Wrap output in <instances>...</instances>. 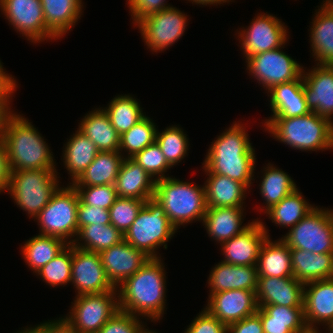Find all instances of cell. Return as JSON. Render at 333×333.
Segmentation results:
<instances>
[{"mask_svg": "<svg viewBox=\"0 0 333 333\" xmlns=\"http://www.w3.org/2000/svg\"><path fill=\"white\" fill-rule=\"evenodd\" d=\"M287 27L281 19L268 12L257 13L249 26L235 32L245 60L252 55L282 47L289 39Z\"/></svg>", "mask_w": 333, "mask_h": 333, "instance_id": "obj_13", "label": "cell"}, {"mask_svg": "<svg viewBox=\"0 0 333 333\" xmlns=\"http://www.w3.org/2000/svg\"><path fill=\"white\" fill-rule=\"evenodd\" d=\"M304 318L310 331L333 328V278L304 284Z\"/></svg>", "mask_w": 333, "mask_h": 333, "instance_id": "obj_19", "label": "cell"}, {"mask_svg": "<svg viewBox=\"0 0 333 333\" xmlns=\"http://www.w3.org/2000/svg\"><path fill=\"white\" fill-rule=\"evenodd\" d=\"M267 237L257 261L258 277H293L290 247L281 239Z\"/></svg>", "mask_w": 333, "mask_h": 333, "instance_id": "obj_31", "label": "cell"}, {"mask_svg": "<svg viewBox=\"0 0 333 333\" xmlns=\"http://www.w3.org/2000/svg\"><path fill=\"white\" fill-rule=\"evenodd\" d=\"M5 71L4 67H3V63L0 60V81H16V78H14L15 76H12L10 73L8 74V72Z\"/></svg>", "mask_w": 333, "mask_h": 333, "instance_id": "obj_57", "label": "cell"}, {"mask_svg": "<svg viewBox=\"0 0 333 333\" xmlns=\"http://www.w3.org/2000/svg\"><path fill=\"white\" fill-rule=\"evenodd\" d=\"M205 309L228 326L257 313L258 304L255 291L227 290L208 296Z\"/></svg>", "mask_w": 333, "mask_h": 333, "instance_id": "obj_18", "label": "cell"}, {"mask_svg": "<svg viewBox=\"0 0 333 333\" xmlns=\"http://www.w3.org/2000/svg\"><path fill=\"white\" fill-rule=\"evenodd\" d=\"M124 157L119 151L98 152L73 186L114 185Z\"/></svg>", "mask_w": 333, "mask_h": 333, "instance_id": "obj_34", "label": "cell"}, {"mask_svg": "<svg viewBox=\"0 0 333 333\" xmlns=\"http://www.w3.org/2000/svg\"><path fill=\"white\" fill-rule=\"evenodd\" d=\"M1 14L27 41L37 44L58 38L46 27L41 0H0Z\"/></svg>", "mask_w": 333, "mask_h": 333, "instance_id": "obj_14", "label": "cell"}, {"mask_svg": "<svg viewBox=\"0 0 333 333\" xmlns=\"http://www.w3.org/2000/svg\"><path fill=\"white\" fill-rule=\"evenodd\" d=\"M264 333H309L304 318V307L264 305L256 313Z\"/></svg>", "mask_w": 333, "mask_h": 333, "instance_id": "obj_27", "label": "cell"}, {"mask_svg": "<svg viewBox=\"0 0 333 333\" xmlns=\"http://www.w3.org/2000/svg\"><path fill=\"white\" fill-rule=\"evenodd\" d=\"M138 100L134 95L119 94L103 108L119 135L127 132L146 115Z\"/></svg>", "mask_w": 333, "mask_h": 333, "instance_id": "obj_38", "label": "cell"}, {"mask_svg": "<svg viewBox=\"0 0 333 333\" xmlns=\"http://www.w3.org/2000/svg\"><path fill=\"white\" fill-rule=\"evenodd\" d=\"M28 118L17 112L9 119L2 139L11 171L56 169L53 152Z\"/></svg>", "mask_w": 333, "mask_h": 333, "instance_id": "obj_3", "label": "cell"}, {"mask_svg": "<svg viewBox=\"0 0 333 333\" xmlns=\"http://www.w3.org/2000/svg\"><path fill=\"white\" fill-rule=\"evenodd\" d=\"M315 11L308 30L310 53L317 65L333 66V8L323 0Z\"/></svg>", "mask_w": 333, "mask_h": 333, "instance_id": "obj_23", "label": "cell"}, {"mask_svg": "<svg viewBox=\"0 0 333 333\" xmlns=\"http://www.w3.org/2000/svg\"><path fill=\"white\" fill-rule=\"evenodd\" d=\"M261 123L273 139L295 150L333 149V122L315 112L290 118H266Z\"/></svg>", "mask_w": 333, "mask_h": 333, "instance_id": "obj_4", "label": "cell"}, {"mask_svg": "<svg viewBox=\"0 0 333 333\" xmlns=\"http://www.w3.org/2000/svg\"><path fill=\"white\" fill-rule=\"evenodd\" d=\"M126 2L134 26L146 16L171 7L166 0H127Z\"/></svg>", "mask_w": 333, "mask_h": 333, "instance_id": "obj_48", "label": "cell"}, {"mask_svg": "<svg viewBox=\"0 0 333 333\" xmlns=\"http://www.w3.org/2000/svg\"><path fill=\"white\" fill-rule=\"evenodd\" d=\"M186 1H189V3L192 2V4L194 3V5L196 4L197 6L198 5H203V6H211V5H214V6H218V5H223V3L226 4L227 3H230V2H234L233 0H186Z\"/></svg>", "mask_w": 333, "mask_h": 333, "instance_id": "obj_54", "label": "cell"}, {"mask_svg": "<svg viewBox=\"0 0 333 333\" xmlns=\"http://www.w3.org/2000/svg\"><path fill=\"white\" fill-rule=\"evenodd\" d=\"M70 311L63 317L78 333L100 332L104 324L119 311L118 291L75 296Z\"/></svg>", "mask_w": 333, "mask_h": 333, "instance_id": "obj_10", "label": "cell"}, {"mask_svg": "<svg viewBox=\"0 0 333 333\" xmlns=\"http://www.w3.org/2000/svg\"><path fill=\"white\" fill-rule=\"evenodd\" d=\"M187 136L184 129L179 125H169L161 132L157 130L155 142L172 167L188 156L190 142Z\"/></svg>", "mask_w": 333, "mask_h": 333, "instance_id": "obj_41", "label": "cell"}, {"mask_svg": "<svg viewBox=\"0 0 333 333\" xmlns=\"http://www.w3.org/2000/svg\"><path fill=\"white\" fill-rule=\"evenodd\" d=\"M10 166L3 139L0 138V194L8 191L10 182Z\"/></svg>", "mask_w": 333, "mask_h": 333, "instance_id": "obj_52", "label": "cell"}, {"mask_svg": "<svg viewBox=\"0 0 333 333\" xmlns=\"http://www.w3.org/2000/svg\"><path fill=\"white\" fill-rule=\"evenodd\" d=\"M188 15L176 7L150 14L135 26L141 33L142 40L153 53L169 49L184 35L188 24Z\"/></svg>", "mask_w": 333, "mask_h": 333, "instance_id": "obj_12", "label": "cell"}, {"mask_svg": "<svg viewBox=\"0 0 333 333\" xmlns=\"http://www.w3.org/2000/svg\"><path fill=\"white\" fill-rule=\"evenodd\" d=\"M83 204L109 210L116 198L114 185L74 186Z\"/></svg>", "mask_w": 333, "mask_h": 333, "instance_id": "obj_45", "label": "cell"}, {"mask_svg": "<svg viewBox=\"0 0 333 333\" xmlns=\"http://www.w3.org/2000/svg\"><path fill=\"white\" fill-rule=\"evenodd\" d=\"M287 43L280 48L252 55L245 60L247 73L257 80L260 86L262 85L266 93L272 87L294 81L302 75L304 66L283 51Z\"/></svg>", "mask_w": 333, "mask_h": 333, "instance_id": "obj_11", "label": "cell"}, {"mask_svg": "<svg viewBox=\"0 0 333 333\" xmlns=\"http://www.w3.org/2000/svg\"><path fill=\"white\" fill-rule=\"evenodd\" d=\"M83 0H41L46 27L61 39L81 19Z\"/></svg>", "mask_w": 333, "mask_h": 333, "instance_id": "obj_29", "label": "cell"}, {"mask_svg": "<svg viewBox=\"0 0 333 333\" xmlns=\"http://www.w3.org/2000/svg\"><path fill=\"white\" fill-rule=\"evenodd\" d=\"M18 82L17 81H0V95L4 91H17Z\"/></svg>", "mask_w": 333, "mask_h": 333, "instance_id": "obj_55", "label": "cell"}, {"mask_svg": "<svg viewBox=\"0 0 333 333\" xmlns=\"http://www.w3.org/2000/svg\"><path fill=\"white\" fill-rule=\"evenodd\" d=\"M69 138L63 146L61 160L70 175L69 184H72L94 161L99 151L95 144L78 129Z\"/></svg>", "mask_w": 333, "mask_h": 333, "instance_id": "obj_33", "label": "cell"}, {"mask_svg": "<svg viewBox=\"0 0 333 333\" xmlns=\"http://www.w3.org/2000/svg\"><path fill=\"white\" fill-rule=\"evenodd\" d=\"M63 239L54 236L35 235L21 245V255L33 273L54 259L66 246Z\"/></svg>", "mask_w": 333, "mask_h": 333, "instance_id": "obj_37", "label": "cell"}, {"mask_svg": "<svg viewBox=\"0 0 333 333\" xmlns=\"http://www.w3.org/2000/svg\"><path fill=\"white\" fill-rule=\"evenodd\" d=\"M16 91H4L0 95V138L7 127L9 119L16 113L11 108L12 99Z\"/></svg>", "mask_w": 333, "mask_h": 333, "instance_id": "obj_51", "label": "cell"}, {"mask_svg": "<svg viewBox=\"0 0 333 333\" xmlns=\"http://www.w3.org/2000/svg\"><path fill=\"white\" fill-rule=\"evenodd\" d=\"M137 162L155 181L169 177L165 175L172 168L167 162L159 145L154 142L131 157ZM168 170V171H167Z\"/></svg>", "mask_w": 333, "mask_h": 333, "instance_id": "obj_44", "label": "cell"}, {"mask_svg": "<svg viewBox=\"0 0 333 333\" xmlns=\"http://www.w3.org/2000/svg\"><path fill=\"white\" fill-rule=\"evenodd\" d=\"M264 224L260 217L254 219L241 233L221 243V254L224 256L221 261L232 265H257L261 246L270 237Z\"/></svg>", "mask_w": 333, "mask_h": 333, "instance_id": "obj_16", "label": "cell"}, {"mask_svg": "<svg viewBox=\"0 0 333 333\" xmlns=\"http://www.w3.org/2000/svg\"><path fill=\"white\" fill-rule=\"evenodd\" d=\"M281 239L290 248L333 253V209L316 206Z\"/></svg>", "mask_w": 333, "mask_h": 333, "instance_id": "obj_9", "label": "cell"}, {"mask_svg": "<svg viewBox=\"0 0 333 333\" xmlns=\"http://www.w3.org/2000/svg\"><path fill=\"white\" fill-rule=\"evenodd\" d=\"M241 121H234L207 150L202 168L205 173L227 176L243 183L250 191L255 181L256 153L248 130Z\"/></svg>", "mask_w": 333, "mask_h": 333, "instance_id": "obj_1", "label": "cell"}, {"mask_svg": "<svg viewBox=\"0 0 333 333\" xmlns=\"http://www.w3.org/2000/svg\"><path fill=\"white\" fill-rule=\"evenodd\" d=\"M99 255L106 276L115 288L135 274L150 258L125 240L101 251Z\"/></svg>", "mask_w": 333, "mask_h": 333, "instance_id": "obj_20", "label": "cell"}, {"mask_svg": "<svg viewBox=\"0 0 333 333\" xmlns=\"http://www.w3.org/2000/svg\"><path fill=\"white\" fill-rule=\"evenodd\" d=\"M57 173L49 169L11 171L7 192L29 219L40 213L60 187Z\"/></svg>", "mask_w": 333, "mask_h": 333, "instance_id": "obj_7", "label": "cell"}, {"mask_svg": "<svg viewBox=\"0 0 333 333\" xmlns=\"http://www.w3.org/2000/svg\"><path fill=\"white\" fill-rule=\"evenodd\" d=\"M258 272L257 265L241 266L232 265L220 261L212 267L208 276V296L227 290H251L257 289Z\"/></svg>", "mask_w": 333, "mask_h": 333, "instance_id": "obj_22", "label": "cell"}, {"mask_svg": "<svg viewBox=\"0 0 333 333\" xmlns=\"http://www.w3.org/2000/svg\"><path fill=\"white\" fill-rule=\"evenodd\" d=\"M183 333H227V326L203 307Z\"/></svg>", "mask_w": 333, "mask_h": 333, "instance_id": "obj_47", "label": "cell"}, {"mask_svg": "<svg viewBox=\"0 0 333 333\" xmlns=\"http://www.w3.org/2000/svg\"><path fill=\"white\" fill-rule=\"evenodd\" d=\"M177 232L163 207L152 198L145 201L137 218L124 234V240L150 258H161L159 248L163 246L167 249L168 242Z\"/></svg>", "mask_w": 333, "mask_h": 333, "instance_id": "obj_6", "label": "cell"}, {"mask_svg": "<svg viewBox=\"0 0 333 333\" xmlns=\"http://www.w3.org/2000/svg\"><path fill=\"white\" fill-rule=\"evenodd\" d=\"M71 285L76 296L113 291L115 287L108 280L99 253L86 251L72 245Z\"/></svg>", "mask_w": 333, "mask_h": 333, "instance_id": "obj_15", "label": "cell"}, {"mask_svg": "<svg viewBox=\"0 0 333 333\" xmlns=\"http://www.w3.org/2000/svg\"><path fill=\"white\" fill-rule=\"evenodd\" d=\"M303 68V92L310 112L333 119V66L317 65Z\"/></svg>", "mask_w": 333, "mask_h": 333, "instance_id": "obj_17", "label": "cell"}, {"mask_svg": "<svg viewBox=\"0 0 333 333\" xmlns=\"http://www.w3.org/2000/svg\"><path fill=\"white\" fill-rule=\"evenodd\" d=\"M157 130L158 126L153 119L145 115L131 129L120 135L119 152L124 158L133 157L156 141Z\"/></svg>", "mask_w": 333, "mask_h": 333, "instance_id": "obj_40", "label": "cell"}, {"mask_svg": "<svg viewBox=\"0 0 333 333\" xmlns=\"http://www.w3.org/2000/svg\"><path fill=\"white\" fill-rule=\"evenodd\" d=\"M299 188L264 212L277 227L288 228L298 224L316 206L304 198Z\"/></svg>", "mask_w": 333, "mask_h": 333, "instance_id": "obj_36", "label": "cell"}, {"mask_svg": "<svg viewBox=\"0 0 333 333\" xmlns=\"http://www.w3.org/2000/svg\"><path fill=\"white\" fill-rule=\"evenodd\" d=\"M205 174L208 176L204 181L207 208L245 207L249 189L243 183L219 174Z\"/></svg>", "mask_w": 333, "mask_h": 333, "instance_id": "obj_28", "label": "cell"}, {"mask_svg": "<svg viewBox=\"0 0 333 333\" xmlns=\"http://www.w3.org/2000/svg\"><path fill=\"white\" fill-rule=\"evenodd\" d=\"M265 166L261 171L262 180L260 179L258 185L259 193L264 200L263 203H265L263 207L261 205V208L258 210L263 213L298 188L293 178L289 176L287 172L277 168V166L271 163Z\"/></svg>", "mask_w": 333, "mask_h": 333, "instance_id": "obj_35", "label": "cell"}, {"mask_svg": "<svg viewBox=\"0 0 333 333\" xmlns=\"http://www.w3.org/2000/svg\"><path fill=\"white\" fill-rule=\"evenodd\" d=\"M64 187V188H63ZM62 185L49 203L34 218L43 236H54L72 244L78 234L77 210L79 195L72 184ZM74 238V239H73Z\"/></svg>", "mask_w": 333, "mask_h": 333, "instance_id": "obj_8", "label": "cell"}, {"mask_svg": "<svg viewBox=\"0 0 333 333\" xmlns=\"http://www.w3.org/2000/svg\"><path fill=\"white\" fill-rule=\"evenodd\" d=\"M156 181L132 158H124L114 186L118 197L154 198Z\"/></svg>", "mask_w": 333, "mask_h": 333, "instance_id": "obj_25", "label": "cell"}, {"mask_svg": "<svg viewBox=\"0 0 333 333\" xmlns=\"http://www.w3.org/2000/svg\"><path fill=\"white\" fill-rule=\"evenodd\" d=\"M293 277L308 282L333 278V253L315 254L303 249L290 248Z\"/></svg>", "mask_w": 333, "mask_h": 333, "instance_id": "obj_32", "label": "cell"}, {"mask_svg": "<svg viewBox=\"0 0 333 333\" xmlns=\"http://www.w3.org/2000/svg\"><path fill=\"white\" fill-rule=\"evenodd\" d=\"M144 204L145 200L117 197L109 209L111 224L124 235Z\"/></svg>", "mask_w": 333, "mask_h": 333, "instance_id": "obj_43", "label": "cell"}, {"mask_svg": "<svg viewBox=\"0 0 333 333\" xmlns=\"http://www.w3.org/2000/svg\"><path fill=\"white\" fill-rule=\"evenodd\" d=\"M140 320V317L119 310L104 324L99 333H137L143 324H147Z\"/></svg>", "mask_w": 333, "mask_h": 333, "instance_id": "obj_46", "label": "cell"}, {"mask_svg": "<svg viewBox=\"0 0 333 333\" xmlns=\"http://www.w3.org/2000/svg\"><path fill=\"white\" fill-rule=\"evenodd\" d=\"M122 240H124V235L111 223L91 224L79 229L72 245L86 251L100 253Z\"/></svg>", "mask_w": 333, "mask_h": 333, "instance_id": "obj_39", "label": "cell"}, {"mask_svg": "<svg viewBox=\"0 0 333 333\" xmlns=\"http://www.w3.org/2000/svg\"><path fill=\"white\" fill-rule=\"evenodd\" d=\"M154 199L177 230L193 221L202 222L207 210L204 184L198 186L173 176L156 180Z\"/></svg>", "mask_w": 333, "mask_h": 333, "instance_id": "obj_5", "label": "cell"}, {"mask_svg": "<svg viewBox=\"0 0 333 333\" xmlns=\"http://www.w3.org/2000/svg\"><path fill=\"white\" fill-rule=\"evenodd\" d=\"M72 244H68L54 259L36 273L50 287L71 283Z\"/></svg>", "mask_w": 333, "mask_h": 333, "instance_id": "obj_42", "label": "cell"}, {"mask_svg": "<svg viewBox=\"0 0 333 333\" xmlns=\"http://www.w3.org/2000/svg\"><path fill=\"white\" fill-rule=\"evenodd\" d=\"M324 329H326L327 331L325 332V333H333V328H324ZM314 333H321L320 331H319V329H317V330H315V331H313Z\"/></svg>", "mask_w": 333, "mask_h": 333, "instance_id": "obj_59", "label": "cell"}, {"mask_svg": "<svg viewBox=\"0 0 333 333\" xmlns=\"http://www.w3.org/2000/svg\"><path fill=\"white\" fill-rule=\"evenodd\" d=\"M110 214L109 210L100 207H94L90 205L83 204L80 200L78 203L77 210V225L78 230L86 225L91 224H110Z\"/></svg>", "mask_w": 333, "mask_h": 333, "instance_id": "obj_49", "label": "cell"}, {"mask_svg": "<svg viewBox=\"0 0 333 333\" xmlns=\"http://www.w3.org/2000/svg\"><path fill=\"white\" fill-rule=\"evenodd\" d=\"M227 333H264L260 317L255 313L227 326Z\"/></svg>", "mask_w": 333, "mask_h": 333, "instance_id": "obj_50", "label": "cell"}, {"mask_svg": "<svg viewBox=\"0 0 333 333\" xmlns=\"http://www.w3.org/2000/svg\"><path fill=\"white\" fill-rule=\"evenodd\" d=\"M43 333H78L73 326L62 316L43 322Z\"/></svg>", "mask_w": 333, "mask_h": 333, "instance_id": "obj_53", "label": "cell"}, {"mask_svg": "<svg viewBox=\"0 0 333 333\" xmlns=\"http://www.w3.org/2000/svg\"><path fill=\"white\" fill-rule=\"evenodd\" d=\"M267 94L272 112L267 118L298 117L310 112L303 92L302 75L294 81L272 87Z\"/></svg>", "mask_w": 333, "mask_h": 333, "instance_id": "obj_24", "label": "cell"}, {"mask_svg": "<svg viewBox=\"0 0 333 333\" xmlns=\"http://www.w3.org/2000/svg\"><path fill=\"white\" fill-rule=\"evenodd\" d=\"M245 207H211L207 208L202 224L208 236L221 244L246 229L244 222Z\"/></svg>", "mask_w": 333, "mask_h": 333, "instance_id": "obj_26", "label": "cell"}, {"mask_svg": "<svg viewBox=\"0 0 333 333\" xmlns=\"http://www.w3.org/2000/svg\"><path fill=\"white\" fill-rule=\"evenodd\" d=\"M27 327V328H26ZM23 329L15 332V333H43V323L36 324L34 326H26Z\"/></svg>", "mask_w": 333, "mask_h": 333, "instance_id": "obj_56", "label": "cell"}, {"mask_svg": "<svg viewBox=\"0 0 333 333\" xmlns=\"http://www.w3.org/2000/svg\"><path fill=\"white\" fill-rule=\"evenodd\" d=\"M146 326H147V325L144 324V325L138 330L137 333H158V332L155 331V330H154V331L151 330V329L149 330V327L146 328Z\"/></svg>", "mask_w": 333, "mask_h": 333, "instance_id": "obj_58", "label": "cell"}, {"mask_svg": "<svg viewBox=\"0 0 333 333\" xmlns=\"http://www.w3.org/2000/svg\"><path fill=\"white\" fill-rule=\"evenodd\" d=\"M164 267L162 258H149L135 274L125 279L116 288L119 310L146 321H160L167 309Z\"/></svg>", "mask_w": 333, "mask_h": 333, "instance_id": "obj_2", "label": "cell"}, {"mask_svg": "<svg viewBox=\"0 0 333 333\" xmlns=\"http://www.w3.org/2000/svg\"><path fill=\"white\" fill-rule=\"evenodd\" d=\"M78 126L77 129L95 144L99 152L119 151L120 135L111 125L103 107L85 114Z\"/></svg>", "mask_w": 333, "mask_h": 333, "instance_id": "obj_30", "label": "cell"}, {"mask_svg": "<svg viewBox=\"0 0 333 333\" xmlns=\"http://www.w3.org/2000/svg\"><path fill=\"white\" fill-rule=\"evenodd\" d=\"M333 8V0H325Z\"/></svg>", "mask_w": 333, "mask_h": 333, "instance_id": "obj_60", "label": "cell"}, {"mask_svg": "<svg viewBox=\"0 0 333 333\" xmlns=\"http://www.w3.org/2000/svg\"><path fill=\"white\" fill-rule=\"evenodd\" d=\"M255 293L258 307H304V284L294 277H258Z\"/></svg>", "mask_w": 333, "mask_h": 333, "instance_id": "obj_21", "label": "cell"}]
</instances>
